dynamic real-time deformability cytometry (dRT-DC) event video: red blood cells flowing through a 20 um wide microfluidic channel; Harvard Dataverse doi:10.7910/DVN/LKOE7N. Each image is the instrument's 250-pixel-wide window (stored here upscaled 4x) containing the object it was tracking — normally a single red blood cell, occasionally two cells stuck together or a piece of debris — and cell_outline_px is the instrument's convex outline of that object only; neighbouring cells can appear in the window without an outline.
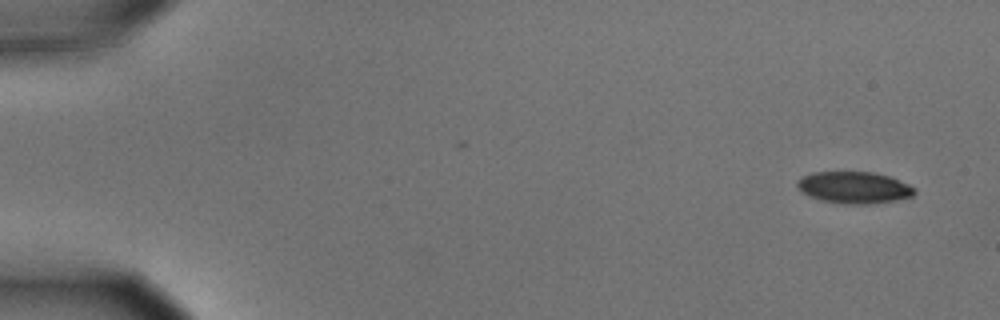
{"species": "common noctule bat (a hibernating species)", "species_latin": "Nyctalus noctula", "temperature_condition": "cold", "stored_images_in_passage": 5, "camera_frame_rate_fps": 3000, "um_per_image_px": 0.085, "animal": {"sex": "male", "body_mass_g": 15.6}, "frame": {"image": 1, "passage_image": 1, "time_ms": 0.0, "image_size_px": [1000, 320], "cell_outline_px": [[916, 192], [912, 196], [892, 200], [868, 204], [844, 204], [820, 200], [808, 196], [800, 192], [796, 184], [796, 180], [812, 172], [872, 172], [888, 176], [908, 184], [916, 188]], "centroid_in_image_um": [72.54, 15.94], "position_along_channel_um": 12.5, "area_um2": 21.68}}
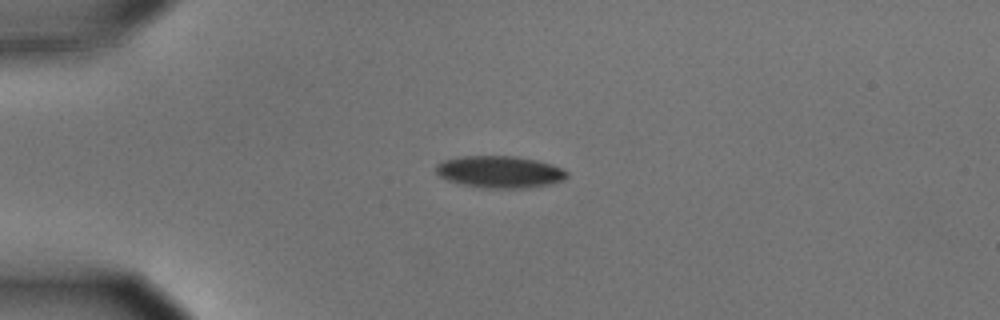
{"frame": {"image": 2, "passage_image": 4, "time_ms": 1.0, "image_size_px": [1000, 320], "cell_outline_px": [[568, 176], [564, 180], [548, 184], [520, 188], [488, 188], [464, 184], [448, 180], [440, 176], [436, 172], [436, 164], [444, 160], [460, 156], [516, 156], [536, 160], [552, 164], [564, 168], [568, 172]], "centroid_in_image_um": [42.5, 14.59], "position_along_channel_um": 42.5, "area_um2": 24.28}}